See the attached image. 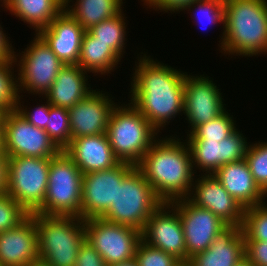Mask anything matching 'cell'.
I'll list each match as a JSON object with an SVG mask.
<instances>
[{
	"label": "cell",
	"mask_w": 267,
	"mask_h": 266,
	"mask_svg": "<svg viewBox=\"0 0 267 266\" xmlns=\"http://www.w3.org/2000/svg\"><path fill=\"white\" fill-rule=\"evenodd\" d=\"M134 259L138 266H176L180 263L173 255L152 247L143 240L137 246Z\"/></svg>",
	"instance_id": "35"
},
{
	"label": "cell",
	"mask_w": 267,
	"mask_h": 266,
	"mask_svg": "<svg viewBox=\"0 0 267 266\" xmlns=\"http://www.w3.org/2000/svg\"><path fill=\"white\" fill-rule=\"evenodd\" d=\"M218 46L222 55L267 54V0H224V25Z\"/></svg>",
	"instance_id": "3"
},
{
	"label": "cell",
	"mask_w": 267,
	"mask_h": 266,
	"mask_svg": "<svg viewBox=\"0 0 267 266\" xmlns=\"http://www.w3.org/2000/svg\"><path fill=\"white\" fill-rule=\"evenodd\" d=\"M144 53L140 52L141 55L138 54L134 62L128 95L131 98L127 101L161 133L172 119L183 115L187 72Z\"/></svg>",
	"instance_id": "1"
},
{
	"label": "cell",
	"mask_w": 267,
	"mask_h": 266,
	"mask_svg": "<svg viewBox=\"0 0 267 266\" xmlns=\"http://www.w3.org/2000/svg\"><path fill=\"white\" fill-rule=\"evenodd\" d=\"M3 113L4 112L2 110H0V124H1V119H2Z\"/></svg>",
	"instance_id": "49"
},
{
	"label": "cell",
	"mask_w": 267,
	"mask_h": 266,
	"mask_svg": "<svg viewBox=\"0 0 267 266\" xmlns=\"http://www.w3.org/2000/svg\"><path fill=\"white\" fill-rule=\"evenodd\" d=\"M230 110H225L220 115L210 121L197 126L190 134H187L186 139H202L213 140L220 142L224 138L230 136L238 127H236V118Z\"/></svg>",
	"instance_id": "29"
},
{
	"label": "cell",
	"mask_w": 267,
	"mask_h": 266,
	"mask_svg": "<svg viewBox=\"0 0 267 266\" xmlns=\"http://www.w3.org/2000/svg\"><path fill=\"white\" fill-rule=\"evenodd\" d=\"M249 143L245 160L259 187L267 194V141Z\"/></svg>",
	"instance_id": "34"
},
{
	"label": "cell",
	"mask_w": 267,
	"mask_h": 266,
	"mask_svg": "<svg viewBox=\"0 0 267 266\" xmlns=\"http://www.w3.org/2000/svg\"><path fill=\"white\" fill-rule=\"evenodd\" d=\"M88 72L79 65H65L57 74L49 91L42 96L53 106L70 108L85 98L91 89ZM89 83V84H88Z\"/></svg>",
	"instance_id": "24"
},
{
	"label": "cell",
	"mask_w": 267,
	"mask_h": 266,
	"mask_svg": "<svg viewBox=\"0 0 267 266\" xmlns=\"http://www.w3.org/2000/svg\"><path fill=\"white\" fill-rule=\"evenodd\" d=\"M134 167L133 164L120 162L111 169L84 174L81 218H101L116 200L117 184H121Z\"/></svg>",
	"instance_id": "13"
},
{
	"label": "cell",
	"mask_w": 267,
	"mask_h": 266,
	"mask_svg": "<svg viewBox=\"0 0 267 266\" xmlns=\"http://www.w3.org/2000/svg\"><path fill=\"white\" fill-rule=\"evenodd\" d=\"M196 0H141V2H144L143 6H148V8L155 11L164 12V13H170L173 14L177 12V14L180 13L188 4L192 3ZM170 11V12H169ZM179 12V13H178Z\"/></svg>",
	"instance_id": "39"
},
{
	"label": "cell",
	"mask_w": 267,
	"mask_h": 266,
	"mask_svg": "<svg viewBox=\"0 0 267 266\" xmlns=\"http://www.w3.org/2000/svg\"><path fill=\"white\" fill-rule=\"evenodd\" d=\"M64 152L74 161L83 175L111 169L120 163L106 133L74 138Z\"/></svg>",
	"instance_id": "21"
},
{
	"label": "cell",
	"mask_w": 267,
	"mask_h": 266,
	"mask_svg": "<svg viewBox=\"0 0 267 266\" xmlns=\"http://www.w3.org/2000/svg\"><path fill=\"white\" fill-rule=\"evenodd\" d=\"M44 130L49 134L55 145L60 150H64L71 141L68 109L50 104L47 126Z\"/></svg>",
	"instance_id": "31"
},
{
	"label": "cell",
	"mask_w": 267,
	"mask_h": 266,
	"mask_svg": "<svg viewBox=\"0 0 267 266\" xmlns=\"http://www.w3.org/2000/svg\"><path fill=\"white\" fill-rule=\"evenodd\" d=\"M52 158L9 157L6 193L28 214L35 213L44 202Z\"/></svg>",
	"instance_id": "9"
},
{
	"label": "cell",
	"mask_w": 267,
	"mask_h": 266,
	"mask_svg": "<svg viewBox=\"0 0 267 266\" xmlns=\"http://www.w3.org/2000/svg\"><path fill=\"white\" fill-rule=\"evenodd\" d=\"M108 266H138L137 262L135 261V259L128 261V262H124V263H115V264H111Z\"/></svg>",
	"instance_id": "44"
},
{
	"label": "cell",
	"mask_w": 267,
	"mask_h": 266,
	"mask_svg": "<svg viewBox=\"0 0 267 266\" xmlns=\"http://www.w3.org/2000/svg\"><path fill=\"white\" fill-rule=\"evenodd\" d=\"M1 24L2 22L0 23V61H6L13 59L15 49L12 46V42L9 41L10 37L6 35L7 33H4L5 31Z\"/></svg>",
	"instance_id": "41"
},
{
	"label": "cell",
	"mask_w": 267,
	"mask_h": 266,
	"mask_svg": "<svg viewBox=\"0 0 267 266\" xmlns=\"http://www.w3.org/2000/svg\"><path fill=\"white\" fill-rule=\"evenodd\" d=\"M180 216L186 244V261L206 251L213 240L229 226L210 210L200 208L187 198L172 202Z\"/></svg>",
	"instance_id": "14"
},
{
	"label": "cell",
	"mask_w": 267,
	"mask_h": 266,
	"mask_svg": "<svg viewBox=\"0 0 267 266\" xmlns=\"http://www.w3.org/2000/svg\"><path fill=\"white\" fill-rule=\"evenodd\" d=\"M29 214L7 193L0 195V232L20 224Z\"/></svg>",
	"instance_id": "36"
},
{
	"label": "cell",
	"mask_w": 267,
	"mask_h": 266,
	"mask_svg": "<svg viewBox=\"0 0 267 266\" xmlns=\"http://www.w3.org/2000/svg\"><path fill=\"white\" fill-rule=\"evenodd\" d=\"M185 10L187 13L190 11L192 21L196 20L195 22L200 26L204 24L203 28L206 27V24L208 26L219 23L224 25V0H196L188 4L182 11L186 12Z\"/></svg>",
	"instance_id": "32"
},
{
	"label": "cell",
	"mask_w": 267,
	"mask_h": 266,
	"mask_svg": "<svg viewBox=\"0 0 267 266\" xmlns=\"http://www.w3.org/2000/svg\"><path fill=\"white\" fill-rule=\"evenodd\" d=\"M8 155L0 153V195L6 193L8 187Z\"/></svg>",
	"instance_id": "42"
},
{
	"label": "cell",
	"mask_w": 267,
	"mask_h": 266,
	"mask_svg": "<svg viewBox=\"0 0 267 266\" xmlns=\"http://www.w3.org/2000/svg\"><path fill=\"white\" fill-rule=\"evenodd\" d=\"M38 234L39 258L50 266H75L86 240L84 220L75 216L32 213Z\"/></svg>",
	"instance_id": "5"
},
{
	"label": "cell",
	"mask_w": 267,
	"mask_h": 266,
	"mask_svg": "<svg viewBox=\"0 0 267 266\" xmlns=\"http://www.w3.org/2000/svg\"><path fill=\"white\" fill-rule=\"evenodd\" d=\"M245 240L267 242V204L246 208L242 224Z\"/></svg>",
	"instance_id": "33"
},
{
	"label": "cell",
	"mask_w": 267,
	"mask_h": 266,
	"mask_svg": "<svg viewBox=\"0 0 267 266\" xmlns=\"http://www.w3.org/2000/svg\"><path fill=\"white\" fill-rule=\"evenodd\" d=\"M187 199L200 208L210 210L229 227H242L245 209L214 175H195Z\"/></svg>",
	"instance_id": "17"
},
{
	"label": "cell",
	"mask_w": 267,
	"mask_h": 266,
	"mask_svg": "<svg viewBox=\"0 0 267 266\" xmlns=\"http://www.w3.org/2000/svg\"><path fill=\"white\" fill-rule=\"evenodd\" d=\"M168 136H160L136 165L156 196L166 203L187 198L195 177L186 141L177 134Z\"/></svg>",
	"instance_id": "2"
},
{
	"label": "cell",
	"mask_w": 267,
	"mask_h": 266,
	"mask_svg": "<svg viewBox=\"0 0 267 266\" xmlns=\"http://www.w3.org/2000/svg\"><path fill=\"white\" fill-rule=\"evenodd\" d=\"M65 8V0H10L2 9L35 30L47 27Z\"/></svg>",
	"instance_id": "25"
},
{
	"label": "cell",
	"mask_w": 267,
	"mask_h": 266,
	"mask_svg": "<svg viewBox=\"0 0 267 266\" xmlns=\"http://www.w3.org/2000/svg\"><path fill=\"white\" fill-rule=\"evenodd\" d=\"M74 2V0H65V9L86 31L118 15L123 10V3L125 4L123 0H76Z\"/></svg>",
	"instance_id": "27"
},
{
	"label": "cell",
	"mask_w": 267,
	"mask_h": 266,
	"mask_svg": "<svg viewBox=\"0 0 267 266\" xmlns=\"http://www.w3.org/2000/svg\"><path fill=\"white\" fill-rule=\"evenodd\" d=\"M82 179L80 169L61 150L50 161L44 202L35 213L81 218Z\"/></svg>",
	"instance_id": "7"
},
{
	"label": "cell",
	"mask_w": 267,
	"mask_h": 266,
	"mask_svg": "<svg viewBox=\"0 0 267 266\" xmlns=\"http://www.w3.org/2000/svg\"><path fill=\"white\" fill-rule=\"evenodd\" d=\"M126 18L122 10L118 15L106 19L88 29L98 41L107 44L121 59L126 52L125 48L128 42L126 35L129 32L126 31Z\"/></svg>",
	"instance_id": "28"
},
{
	"label": "cell",
	"mask_w": 267,
	"mask_h": 266,
	"mask_svg": "<svg viewBox=\"0 0 267 266\" xmlns=\"http://www.w3.org/2000/svg\"><path fill=\"white\" fill-rule=\"evenodd\" d=\"M1 125L8 157L52 158L61 151L44 129L30 124L16 110L4 112Z\"/></svg>",
	"instance_id": "11"
},
{
	"label": "cell",
	"mask_w": 267,
	"mask_h": 266,
	"mask_svg": "<svg viewBox=\"0 0 267 266\" xmlns=\"http://www.w3.org/2000/svg\"><path fill=\"white\" fill-rule=\"evenodd\" d=\"M10 0H0V7H4Z\"/></svg>",
	"instance_id": "48"
},
{
	"label": "cell",
	"mask_w": 267,
	"mask_h": 266,
	"mask_svg": "<svg viewBox=\"0 0 267 266\" xmlns=\"http://www.w3.org/2000/svg\"><path fill=\"white\" fill-rule=\"evenodd\" d=\"M85 29L64 8L37 34L64 65H77Z\"/></svg>",
	"instance_id": "19"
},
{
	"label": "cell",
	"mask_w": 267,
	"mask_h": 266,
	"mask_svg": "<svg viewBox=\"0 0 267 266\" xmlns=\"http://www.w3.org/2000/svg\"><path fill=\"white\" fill-rule=\"evenodd\" d=\"M176 266H192V265L189 261H186V262H180Z\"/></svg>",
	"instance_id": "47"
},
{
	"label": "cell",
	"mask_w": 267,
	"mask_h": 266,
	"mask_svg": "<svg viewBox=\"0 0 267 266\" xmlns=\"http://www.w3.org/2000/svg\"><path fill=\"white\" fill-rule=\"evenodd\" d=\"M114 98L109 92L96 88L68 108L71 140L82 136L105 134L110 114L118 103Z\"/></svg>",
	"instance_id": "18"
},
{
	"label": "cell",
	"mask_w": 267,
	"mask_h": 266,
	"mask_svg": "<svg viewBox=\"0 0 267 266\" xmlns=\"http://www.w3.org/2000/svg\"><path fill=\"white\" fill-rule=\"evenodd\" d=\"M38 258V234L31 214L17 226L0 232V266H26Z\"/></svg>",
	"instance_id": "20"
},
{
	"label": "cell",
	"mask_w": 267,
	"mask_h": 266,
	"mask_svg": "<svg viewBox=\"0 0 267 266\" xmlns=\"http://www.w3.org/2000/svg\"><path fill=\"white\" fill-rule=\"evenodd\" d=\"M84 225L86 241L99 252L107 266L134 259L142 240L141 231L102 218L84 220Z\"/></svg>",
	"instance_id": "10"
},
{
	"label": "cell",
	"mask_w": 267,
	"mask_h": 266,
	"mask_svg": "<svg viewBox=\"0 0 267 266\" xmlns=\"http://www.w3.org/2000/svg\"><path fill=\"white\" fill-rule=\"evenodd\" d=\"M26 266H50V265L46 263L44 260L38 258L34 261L29 262Z\"/></svg>",
	"instance_id": "43"
},
{
	"label": "cell",
	"mask_w": 267,
	"mask_h": 266,
	"mask_svg": "<svg viewBox=\"0 0 267 266\" xmlns=\"http://www.w3.org/2000/svg\"><path fill=\"white\" fill-rule=\"evenodd\" d=\"M245 258L254 266H267V242L245 240Z\"/></svg>",
	"instance_id": "38"
},
{
	"label": "cell",
	"mask_w": 267,
	"mask_h": 266,
	"mask_svg": "<svg viewBox=\"0 0 267 266\" xmlns=\"http://www.w3.org/2000/svg\"><path fill=\"white\" fill-rule=\"evenodd\" d=\"M22 97H24L23 93L18 96L17 107L15 110L30 124L37 128L45 129L47 126V117H49L50 111V103L48 100L46 99L45 102H41L43 103L41 105L37 102L36 107L31 109V106L27 108L26 105H23L24 101L21 99Z\"/></svg>",
	"instance_id": "37"
},
{
	"label": "cell",
	"mask_w": 267,
	"mask_h": 266,
	"mask_svg": "<svg viewBox=\"0 0 267 266\" xmlns=\"http://www.w3.org/2000/svg\"><path fill=\"white\" fill-rule=\"evenodd\" d=\"M191 153L192 167L195 175H213L221 166L246 157L249 141L236 129L220 142L202 139H185ZM248 141V142H247ZM205 172V173H204Z\"/></svg>",
	"instance_id": "15"
},
{
	"label": "cell",
	"mask_w": 267,
	"mask_h": 266,
	"mask_svg": "<svg viewBox=\"0 0 267 266\" xmlns=\"http://www.w3.org/2000/svg\"><path fill=\"white\" fill-rule=\"evenodd\" d=\"M120 62L121 58L107 44L85 31L77 65L96 77L112 74Z\"/></svg>",
	"instance_id": "26"
},
{
	"label": "cell",
	"mask_w": 267,
	"mask_h": 266,
	"mask_svg": "<svg viewBox=\"0 0 267 266\" xmlns=\"http://www.w3.org/2000/svg\"><path fill=\"white\" fill-rule=\"evenodd\" d=\"M213 175L244 209L267 202L265 201L267 194L253 179L245 159L227 163L221 166Z\"/></svg>",
	"instance_id": "22"
},
{
	"label": "cell",
	"mask_w": 267,
	"mask_h": 266,
	"mask_svg": "<svg viewBox=\"0 0 267 266\" xmlns=\"http://www.w3.org/2000/svg\"><path fill=\"white\" fill-rule=\"evenodd\" d=\"M195 75L192 73L188 75L187 72L184 85L183 115L189 124L186 132L188 134L197 126L227 110L223 92L217 87L214 79L207 74Z\"/></svg>",
	"instance_id": "12"
},
{
	"label": "cell",
	"mask_w": 267,
	"mask_h": 266,
	"mask_svg": "<svg viewBox=\"0 0 267 266\" xmlns=\"http://www.w3.org/2000/svg\"><path fill=\"white\" fill-rule=\"evenodd\" d=\"M4 152L3 128L0 124V153Z\"/></svg>",
	"instance_id": "45"
},
{
	"label": "cell",
	"mask_w": 267,
	"mask_h": 266,
	"mask_svg": "<svg viewBox=\"0 0 267 266\" xmlns=\"http://www.w3.org/2000/svg\"><path fill=\"white\" fill-rule=\"evenodd\" d=\"M245 237L242 227H228L209 248L192 257V266H235L245 257Z\"/></svg>",
	"instance_id": "23"
},
{
	"label": "cell",
	"mask_w": 267,
	"mask_h": 266,
	"mask_svg": "<svg viewBox=\"0 0 267 266\" xmlns=\"http://www.w3.org/2000/svg\"><path fill=\"white\" fill-rule=\"evenodd\" d=\"M16 72L14 59L0 61V110L3 112L17 107L19 93Z\"/></svg>",
	"instance_id": "30"
},
{
	"label": "cell",
	"mask_w": 267,
	"mask_h": 266,
	"mask_svg": "<svg viewBox=\"0 0 267 266\" xmlns=\"http://www.w3.org/2000/svg\"><path fill=\"white\" fill-rule=\"evenodd\" d=\"M34 35L24 51L14 52L13 59L17 67L19 95L27 92L41 98L65 65L38 34Z\"/></svg>",
	"instance_id": "8"
},
{
	"label": "cell",
	"mask_w": 267,
	"mask_h": 266,
	"mask_svg": "<svg viewBox=\"0 0 267 266\" xmlns=\"http://www.w3.org/2000/svg\"><path fill=\"white\" fill-rule=\"evenodd\" d=\"M235 266H254V265L244 257Z\"/></svg>",
	"instance_id": "46"
},
{
	"label": "cell",
	"mask_w": 267,
	"mask_h": 266,
	"mask_svg": "<svg viewBox=\"0 0 267 266\" xmlns=\"http://www.w3.org/2000/svg\"><path fill=\"white\" fill-rule=\"evenodd\" d=\"M75 266H107L99 252L86 240L79 248Z\"/></svg>",
	"instance_id": "40"
},
{
	"label": "cell",
	"mask_w": 267,
	"mask_h": 266,
	"mask_svg": "<svg viewBox=\"0 0 267 266\" xmlns=\"http://www.w3.org/2000/svg\"><path fill=\"white\" fill-rule=\"evenodd\" d=\"M142 240L152 247L186 262L183 227L176 206L163 202L149 217L142 231Z\"/></svg>",
	"instance_id": "16"
},
{
	"label": "cell",
	"mask_w": 267,
	"mask_h": 266,
	"mask_svg": "<svg viewBox=\"0 0 267 266\" xmlns=\"http://www.w3.org/2000/svg\"><path fill=\"white\" fill-rule=\"evenodd\" d=\"M162 203L145 176L135 166L121 184H117L116 200L101 218L142 232L151 214Z\"/></svg>",
	"instance_id": "6"
},
{
	"label": "cell",
	"mask_w": 267,
	"mask_h": 266,
	"mask_svg": "<svg viewBox=\"0 0 267 266\" xmlns=\"http://www.w3.org/2000/svg\"><path fill=\"white\" fill-rule=\"evenodd\" d=\"M106 134L120 162L135 166L161 135L130 102L116 104Z\"/></svg>",
	"instance_id": "4"
}]
</instances>
